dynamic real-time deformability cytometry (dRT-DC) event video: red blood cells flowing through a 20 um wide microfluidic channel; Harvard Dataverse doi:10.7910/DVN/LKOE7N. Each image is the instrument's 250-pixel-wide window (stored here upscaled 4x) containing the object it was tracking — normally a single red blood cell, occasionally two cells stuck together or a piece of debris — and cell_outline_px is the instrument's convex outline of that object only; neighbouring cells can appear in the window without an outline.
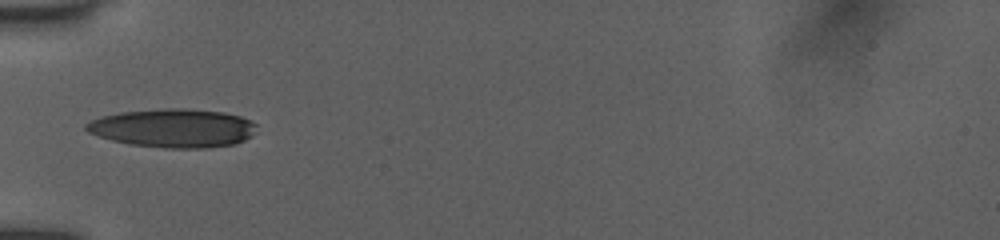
{"species": "human", "species_latin": "Homo sapiens", "temperature_condition": "room temperature", "stored_images_in_passage": 19, "camera_frame_rate_fps": 3000, "um_per_image_px": 0.085, "donor": {"sex": "female"}, "frame": {"image": 1, "passage_image": 1, "time_ms": 0.0, "image_size_px": [1000, 240], "cell_outline_px": [[256, 124], [252, 136], [236, 144], [208, 148], [164, 148], [132, 144], [112, 140], [88, 132], [84, 128], [84, 124], [100, 116], [120, 112], [164, 108], [184, 108], [224, 112], [240, 116]], "centroid_in_image_um": [14.71, 10.88], "position_along_channel_um": 70.3, "area_um2": 38.38}}
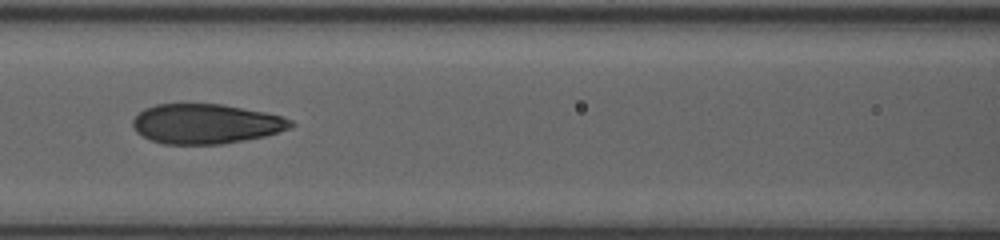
{"frame": {"image": 2, "passage_image": 12, "time_ms": 2.0, "image_size_px": [1000, 240], "cell_outline_px": [[296, 124], [288, 128], [264, 136], [244, 140], [220, 144], [164, 144], [152, 140], [136, 132], [132, 124], [132, 120], [144, 108], [156, 104], [220, 104], [264, 112], [284, 116], [292, 120]], "centroid_in_image_um": [17.49, 10.52], "position_along_channel_um": 149.1, "area_um2": 36.41}}
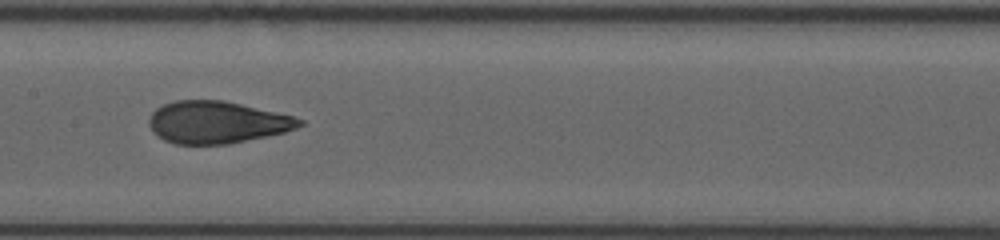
{"frame": {"image": 3, "passage_image": 18, "time_ms": 3.0, "image_size_px": [1000, 240], "cell_outline_px": [[304, 124], [296, 128], [284, 132], [228, 144], [176, 144], [164, 140], [152, 132], [148, 124], [148, 120], [152, 112], [156, 108], [164, 104], [176, 100], [224, 100], [292, 116], [304, 120]], "centroid_in_image_um": [18.4, 10.39], "position_along_channel_um": 189.0, "area_um2": 36.82}}